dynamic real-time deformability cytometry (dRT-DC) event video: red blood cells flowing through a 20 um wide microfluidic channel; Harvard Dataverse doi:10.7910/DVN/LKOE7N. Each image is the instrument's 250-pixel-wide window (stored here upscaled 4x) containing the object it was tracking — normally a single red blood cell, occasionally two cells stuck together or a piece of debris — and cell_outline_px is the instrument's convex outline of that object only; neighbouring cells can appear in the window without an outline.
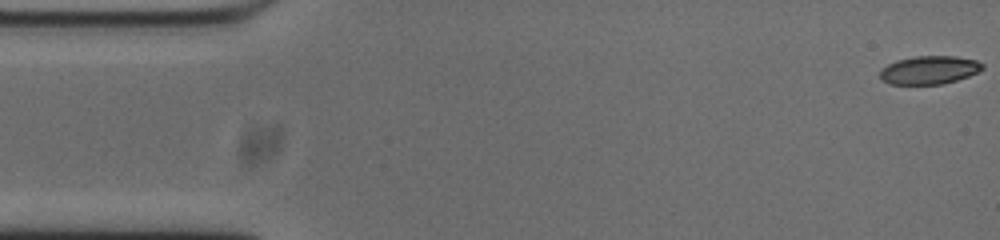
{"species": "common noctule bat (a hibernating species)", "species_latin": "Nyctalus noctula", "temperature_condition": "cold", "stored_images_in_passage": 55, "segment_of_instrument_passage": [1, 2], "camera_frame_rate_fps": 3000, "um_per_image_px": 0.085, "animal": {"sex": "male", "body_mass_g": 20.0, "forearm_length_mm": 53.3}, "frame": {"image": 1, "passage_image": 1, "time_ms": 0.0, "image_size_px": [1000, 240], "cell_outline_px": [[984, 68], [968, 76], [956, 80], [940, 84], [888, 84], [880, 80], [880, 72], [888, 64], [896, 60], [916, 56], [956, 56], [976, 60], [984, 64]], "centroid_in_image_um": [78.98, 5.95], "position_along_channel_um": 6.0, "area_um2": 16.82}}
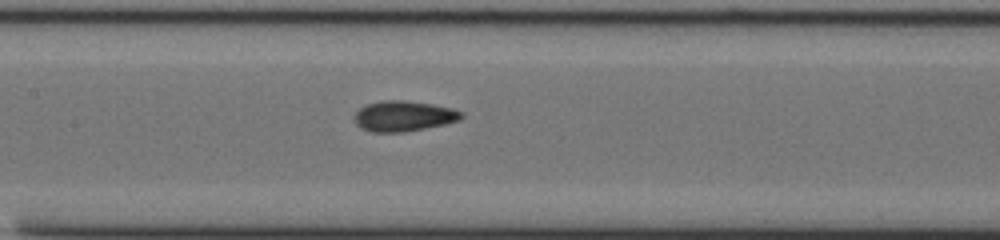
{"frame": {"image": 2, "passage_image": 24, "time_ms": 7.667, "image_size_px": [1000, 240], "cell_outline_px": [[464, 116], [460, 120], [444, 124], [404, 132], [372, 132], [360, 128], [352, 120], [356, 112], [360, 108], [368, 104], [384, 100], [404, 100], [432, 104], [452, 108], [464, 112]], "centroid_in_image_um": [34.3, 9.87], "position_along_channel_um": 173.1, "area_um2": 19.07}}
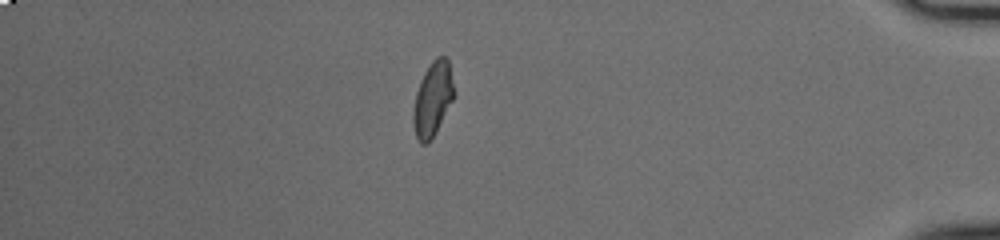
{"frame": {"image": 3, "passage_image": 46, "time_ms": 15.0, "image_size_px": [1000, 240], "cell_outline_px": [[456, 92], [432, 140], [428, 144], [420, 144], [416, 136], [412, 120], [412, 112], [416, 92], [420, 80], [424, 72], [432, 60], [436, 56], [448, 56]], "centroid_in_image_um": [36.79, 8.39], "position_along_channel_um": 398.4, "area_um2": 18.03}}